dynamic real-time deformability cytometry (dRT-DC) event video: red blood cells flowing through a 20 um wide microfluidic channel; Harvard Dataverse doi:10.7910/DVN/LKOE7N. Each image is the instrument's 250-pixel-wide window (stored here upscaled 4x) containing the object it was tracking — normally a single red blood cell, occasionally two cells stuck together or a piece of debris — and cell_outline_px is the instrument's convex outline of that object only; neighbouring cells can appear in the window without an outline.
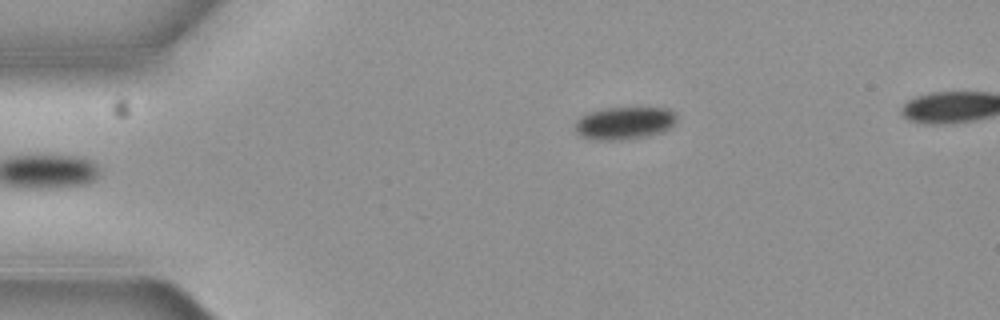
{"species": "common noctule bat (a hibernating species)", "species_latin": "Nyctalus noctula", "temperature_condition": "cold", "stored_images_in_passage": 4, "camera_frame_rate_fps": 3000, "um_per_image_px": 0.085, "animal": {"sex": "female", "body_mass_g": 19.3, "forearm_length_mm": 54.1}, "frame": {"image": 1, "passage_image": 4, "time_ms": 1.0, "image_size_px": [1000, 320], "cell_outline_px": [[676, 124], [660, 132], [620, 140], [596, 140], [580, 136], [576, 132], [576, 120], [580, 116], [588, 112], [604, 108], [668, 108], [676, 116]], "centroid_in_image_um": [53.03, 10.45], "position_along_channel_um": 32.0, "area_um2": 19.07}}